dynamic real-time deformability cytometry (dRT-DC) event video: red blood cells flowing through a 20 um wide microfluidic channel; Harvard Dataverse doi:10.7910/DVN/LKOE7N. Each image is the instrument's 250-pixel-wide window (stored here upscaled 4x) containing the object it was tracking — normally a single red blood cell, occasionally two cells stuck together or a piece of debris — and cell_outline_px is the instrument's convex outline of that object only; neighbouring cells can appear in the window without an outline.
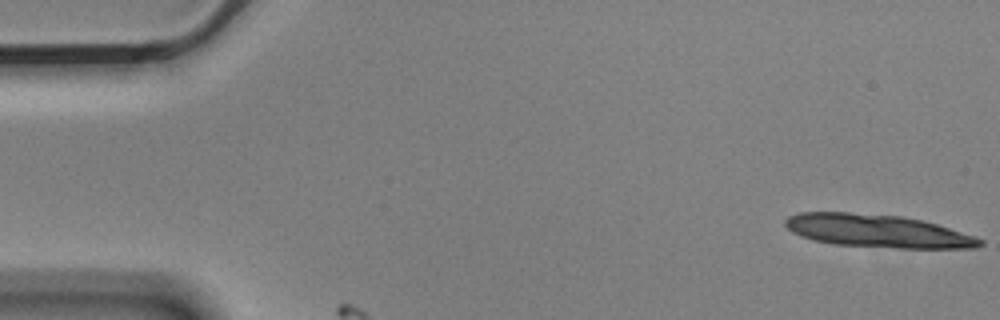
{"species": "Egyptian fruit bat (a non-hibernating species)", "species_latin": "Rousettus aegyptiacus", "temperature_condition": "cold", "stored_images_in_passage": 2, "camera_frame_rate_fps": 3000, "um_per_image_px": 0.085, "animal": {"sex": "male"}, "frame": {"image": 1, "passage_image": 1, "time_ms": 0.0, "image_size_px": [1000, 320], "cell_outline_px": [[984, 244], [976, 248], [892, 248], [832, 244], [812, 240], [800, 236], [792, 232], [784, 224], [784, 220], [788, 216], [800, 212], [848, 212], [900, 216], [920, 220], [936, 224], [976, 236], [984, 240]], "centroid_in_image_um": [74.57, 19.64], "position_along_channel_um": 10.4, "area_um2": 37.51}}